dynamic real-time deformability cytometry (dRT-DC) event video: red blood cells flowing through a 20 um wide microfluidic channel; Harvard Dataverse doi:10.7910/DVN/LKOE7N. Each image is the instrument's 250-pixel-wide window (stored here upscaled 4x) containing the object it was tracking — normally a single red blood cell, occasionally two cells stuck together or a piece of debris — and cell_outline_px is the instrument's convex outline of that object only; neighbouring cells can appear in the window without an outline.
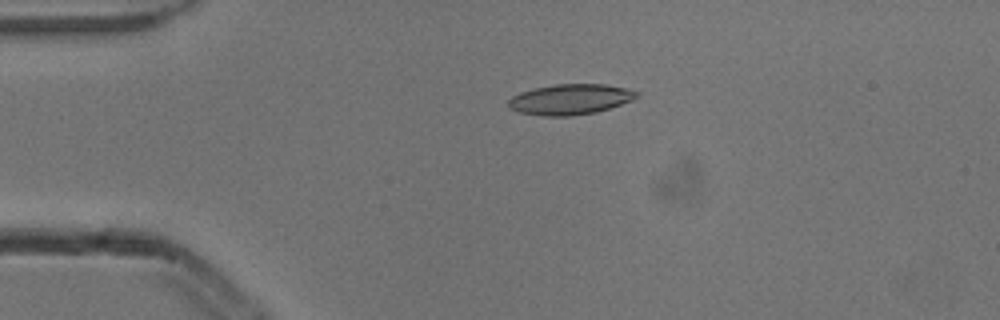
{"species": "common noctule bat (a hibernating species)", "species_latin": "Nyctalus noctula", "temperature_condition": "cold", "stored_images_in_passage": 5, "camera_frame_rate_fps": 3000, "um_per_image_px": 0.085, "animal": {"sex": "male", "body_mass_g": 13.3}, "frame": {"image": 1, "passage_image": 4, "time_ms": 1.0, "image_size_px": [1000, 320], "cell_outline_px": [[640, 96], [632, 100], [596, 112], [568, 116], [544, 116], [520, 112], [508, 108], [508, 100], [512, 96], [520, 92], [536, 88], [556, 84], [604, 84], [624, 88], [640, 92]], "centroid_in_image_um": [48.46, 8.44], "position_along_channel_um": 36.5, "area_um2": 22.66}}